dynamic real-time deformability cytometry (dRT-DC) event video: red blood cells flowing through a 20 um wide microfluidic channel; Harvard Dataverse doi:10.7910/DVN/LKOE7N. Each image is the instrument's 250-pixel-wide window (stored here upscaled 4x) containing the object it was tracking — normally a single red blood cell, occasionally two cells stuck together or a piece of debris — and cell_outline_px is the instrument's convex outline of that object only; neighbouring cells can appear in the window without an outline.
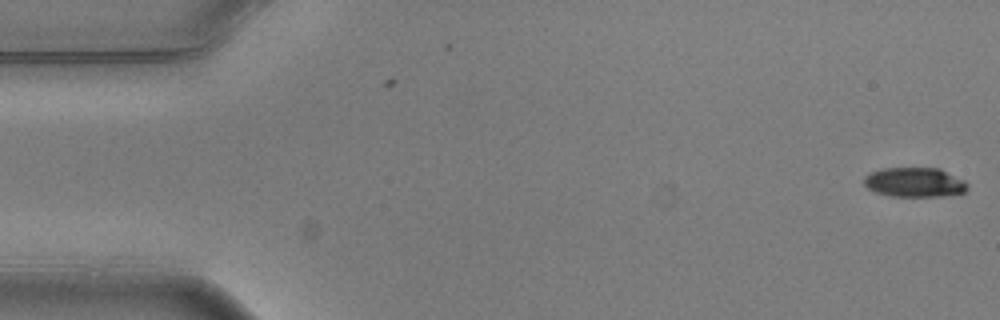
{"species": "common noctule bat (a hibernating species)", "species_latin": "Nyctalus noctula", "temperature_condition": "warm", "stored_images_in_passage": 2, "camera_frame_rate_fps": 3000, "um_per_image_px": 0.085, "animal": {"sex": "male", "body_mass_g": 20.5, "forearm_length_mm": 52.5}, "frame": {"image": 1, "passage_image": 2, "time_ms": 0.333, "image_size_px": [1000, 320], "cell_outline_px": [[968, 188], [964, 192], [944, 196], [892, 196], [876, 192], [868, 188], [864, 184], [864, 176], [880, 168], [940, 168], [964, 180], [968, 184]], "centroid_in_image_um": [77.75, 15.49], "position_along_channel_um": 7.3, "area_um2": 17.8}}